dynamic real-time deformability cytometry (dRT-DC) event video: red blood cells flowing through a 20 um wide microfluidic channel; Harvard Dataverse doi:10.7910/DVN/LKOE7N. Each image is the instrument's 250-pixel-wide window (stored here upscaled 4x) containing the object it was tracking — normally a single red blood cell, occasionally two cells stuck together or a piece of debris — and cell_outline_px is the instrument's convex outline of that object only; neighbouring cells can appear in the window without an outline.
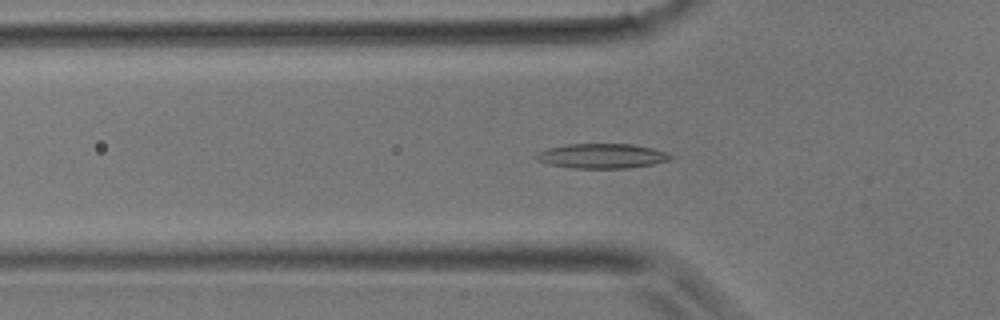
{"species": "common noctule bat (a hibernating species)", "species_latin": "Nyctalus noctula", "temperature_condition": "room temperature", "stored_images_in_passage": 29, "camera_frame_rate_fps": 3000, "um_per_image_px": 0.085, "animal": {"sex": "male", "body_mass_g": 17.9}, "frame": {"image": 1, "passage_image": 13, "time_ms": 4.0, "image_size_px": [1000, 320], "cell_outline_px": [[676, 156], [668, 160], [652, 164], [628, 168], [572, 168], [548, 164], [536, 160], [532, 156], [536, 152], [548, 148], [568, 144], [632, 144], [652, 148]], "centroid_in_image_um": [51.1, 13.26], "position_along_channel_um": 74.7, "area_um2": 19.42}}
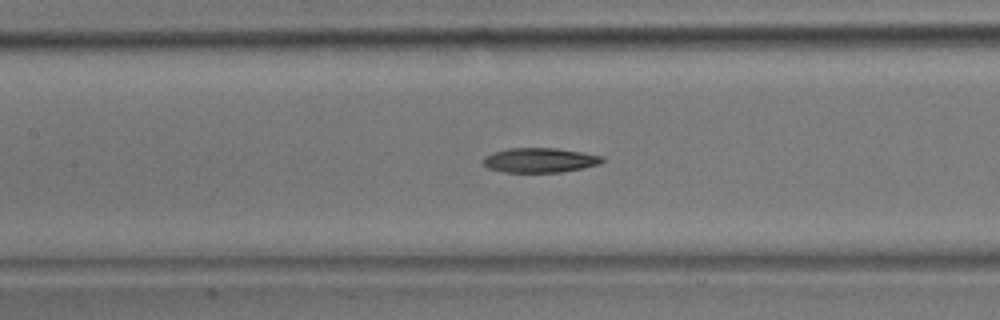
{"frame": {"image": 2, "passage_image": 18, "time_ms": 5.667, "image_size_px": [1000, 320], "cell_outline_px": [[604, 160], [600, 164], [584, 168], [560, 172], [504, 172], [488, 168], [484, 164], [484, 156], [492, 152], [508, 148], [556, 148], [604, 156]], "centroid_in_image_um": [45.89, 13.61], "position_along_channel_um": 161.5, "area_um2": 17.11}}
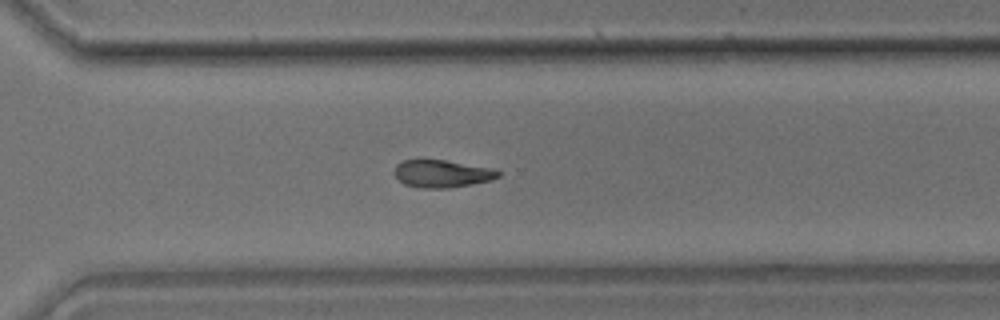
{"frame": {"image": 3, "passage_image": 28, "time_ms": 9.0, "image_size_px": [1000, 320], "cell_outline_px": [[500, 176], [488, 180], [472, 184], [448, 188], [424, 188], [404, 184], [392, 172], [396, 164], [400, 160], [444, 160], [488, 168], [500, 172]], "centroid_in_image_um": [37.49, 14.76], "position_along_channel_um": 333.1, "area_um2": 16.36}}